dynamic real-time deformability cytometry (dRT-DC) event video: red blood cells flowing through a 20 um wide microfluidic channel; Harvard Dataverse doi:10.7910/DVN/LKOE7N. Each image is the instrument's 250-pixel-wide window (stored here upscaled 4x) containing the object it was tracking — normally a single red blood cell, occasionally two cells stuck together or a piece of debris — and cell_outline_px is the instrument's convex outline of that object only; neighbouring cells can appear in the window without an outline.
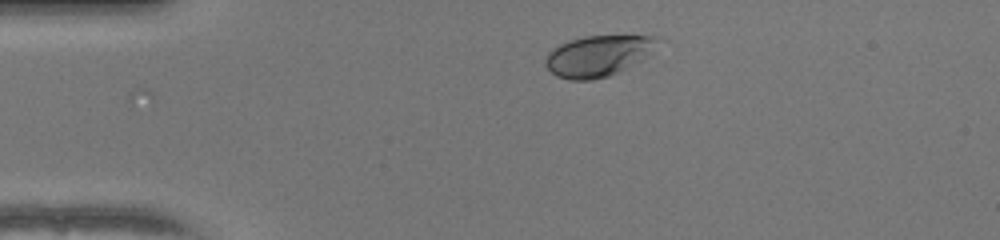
{"species": "human", "species_latin": "Homo sapiens", "temperature_condition": "warm", "stored_images_in_passage": 30, "camera_frame_rate_fps": 3000, "um_per_image_px": 0.085, "donor": {"sex": "female"}, "frame": {"image": 1, "passage_image": 1, "time_ms": 0.0, "image_size_px": [1000, 240], "cell_outline_px": [[664, 40], [640, 60], [608, 76], [592, 80], [568, 80], [556, 76], [544, 64], [544, 60], [548, 52], [552, 48], [568, 40], [584, 36], [660, 36]], "centroid_in_image_um": [50.81, 4.73], "position_along_channel_um": 34.2, "area_um2": 26.7}}
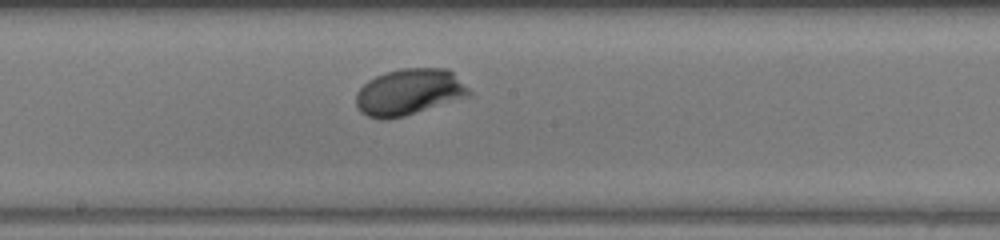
{"frame": {"image": 2, "passage_image": 18, "time_ms": 5.667, "image_size_px": [1000, 240], "cell_outline_px": [[472, 96], [404, 116], [368, 116], [360, 112], [356, 104], [356, 92], [368, 80], [384, 72], [400, 68], [448, 68], [472, 92]], "centroid_in_image_um": [34.81, 7.78], "position_along_channel_um": 213.4, "area_um2": 30.17}}
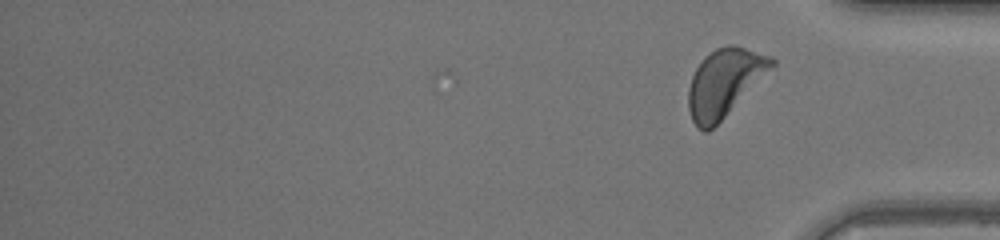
{"frame": {"image": 3, "passage_image": 30, "time_ms": 9.667, "image_size_px": [1000, 240], "cell_outline_px": [[776, 64], [708, 132], [704, 132], [696, 128], [692, 120], [688, 108], [688, 88], [692, 76], [696, 68], [704, 56], [716, 48], [728, 44], [732, 44], [772, 56], [776, 60]], "centroid_in_image_um": [61.55, 7.0], "position_along_channel_um": 373.7, "area_um2": 32.43}, "authors_computed_cell_mechanics": {"area_um2": 28.9, "velocity_mm_per_s": 4.0511, "shape_relaxation_time_tau1_ms": 2.1254, "shape_relaxation_time_tau2_ms": null, "deformation_change_tau1": 0.1137, "deformation_change_tau2": null}}